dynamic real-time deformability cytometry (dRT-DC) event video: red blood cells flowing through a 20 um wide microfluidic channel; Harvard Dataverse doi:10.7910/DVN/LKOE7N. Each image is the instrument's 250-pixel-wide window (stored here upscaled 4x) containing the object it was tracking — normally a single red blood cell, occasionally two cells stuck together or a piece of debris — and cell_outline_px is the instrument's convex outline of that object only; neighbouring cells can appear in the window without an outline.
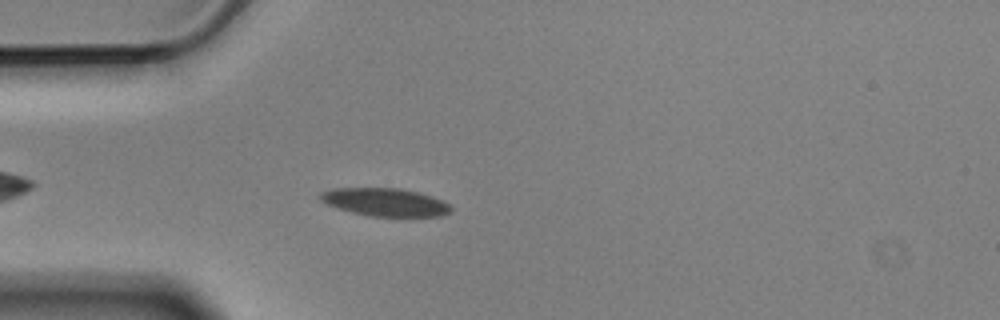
{"species": "Egyptian fruit bat (a non-hibernating species)", "species_latin": "Rousettus aegyptiacus", "temperature_condition": "cold", "stored_images_in_passage": 4, "camera_frame_rate_fps": 3000, "um_per_image_px": 0.085, "animal": {"sex": "male"}, "frame": {"image": 1, "passage_image": 4, "time_ms": 1.0, "image_size_px": [1000, 320], "cell_outline_px": [[452, 212], [440, 216], [372, 216], [352, 212], [328, 204], [320, 200], [320, 192], [332, 188], [400, 188], [416, 192], [440, 200], [448, 204], [452, 208]], "centroid_in_image_um": [32.72, 17.18], "position_along_channel_um": 52.3, "area_um2": 20.92}}